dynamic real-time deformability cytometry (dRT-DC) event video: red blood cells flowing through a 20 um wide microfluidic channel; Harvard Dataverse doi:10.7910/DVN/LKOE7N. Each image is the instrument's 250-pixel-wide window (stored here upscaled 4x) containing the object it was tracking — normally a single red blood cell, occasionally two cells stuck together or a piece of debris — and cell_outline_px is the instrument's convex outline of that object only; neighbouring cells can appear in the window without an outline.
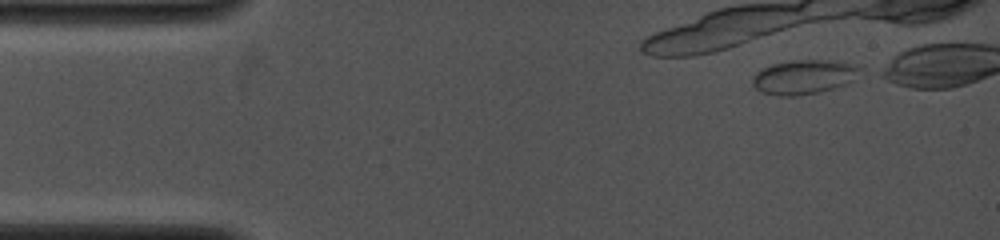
{"species": "common noctule bat (a hibernating species)", "species_latin": "Nyctalus noctula", "temperature_condition": "cold", "stored_images_in_passage": 2, "camera_frame_rate_fps": 4000, "um_per_image_px": 0.085, "animal": {"sex": "female", "body_mass_g": 19.0, "forearm_length_mm": 53.3}, "frame": {"image": 1, "passage_image": 1, "time_ms": 0.0, "image_size_px": [1000, 240], "cell_outline_px": [[864, 68], [852, 80], [844, 84], [832, 88], [816, 92], [796, 96], [780, 96], [760, 92], [752, 84], [752, 76], [760, 68], [772, 64], [792, 60], [828, 60], [848, 64]], "centroid_in_image_um": [68.25, 6.54], "position_along_channel_um": 16.7, "area_um2": 21.33}}